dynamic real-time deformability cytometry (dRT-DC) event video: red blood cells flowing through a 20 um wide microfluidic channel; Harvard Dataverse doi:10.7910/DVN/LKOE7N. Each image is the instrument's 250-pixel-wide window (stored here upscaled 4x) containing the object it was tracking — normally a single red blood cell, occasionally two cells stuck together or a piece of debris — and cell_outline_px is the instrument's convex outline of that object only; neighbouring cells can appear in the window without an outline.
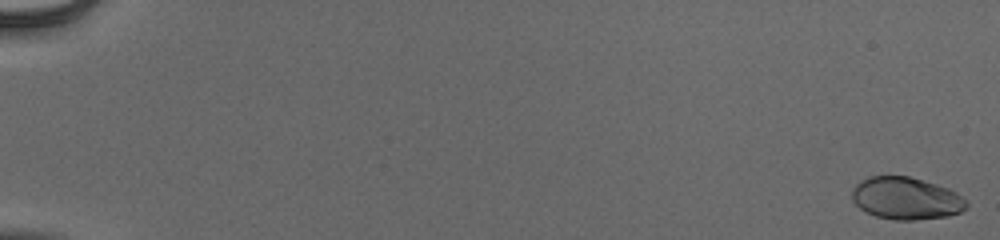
{"species": "human", "species_latin": "Homo sapiens", "temperature_condition": "cold", "stored_images_in_passage": 56, "camera_frame_rate_fps": 3000, "um_per_image_px": 0.085, "donor": {"sex": "male"}, "frame": {"image": 1, "passage_image": 1, "time_ms": 0.0, "image_size_px": [1000, 240], "cell_outline_px": [[968, 208], [960, 212], [948, 216], [916, 220], [892, 220], [876, 216], [860, 208], [852, 200], [852, 188], [860, 180], [868, 176], [908, 176], [936, 184], [948, 188], [956, 192], [968, 204]], "centroid_in_image_um": [77.0, 16.86], "position_along_channel_um": 8.0, "area_um2": 28.26}}
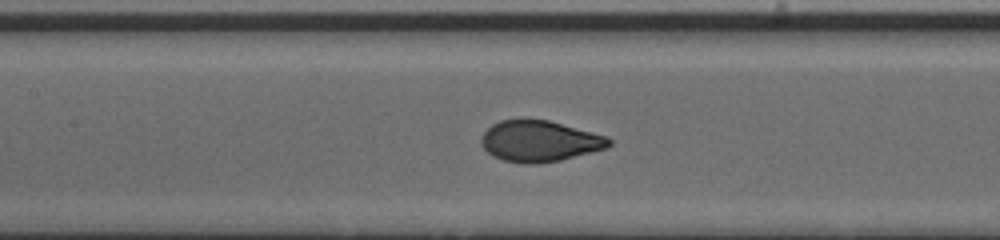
{"frame": {"image": 2, "passage_image": 29, "time_ms": 9.333, "image_size_px": [1000, 240], "cell_outline_px": [[612, 144], [608, 148], [560, 160], [540, 164], [524, 164], [504, 160], [492, 156], [480, 144], [480, 140], [484, 132], [492, 124], [500, 120], [520, 116], [548, 120], [608, 136], [612, 140]], "centroid_in_image_um": [45.85, 11.97], "position_along_channel_um": 161.6, "area_um2": 31.33}}
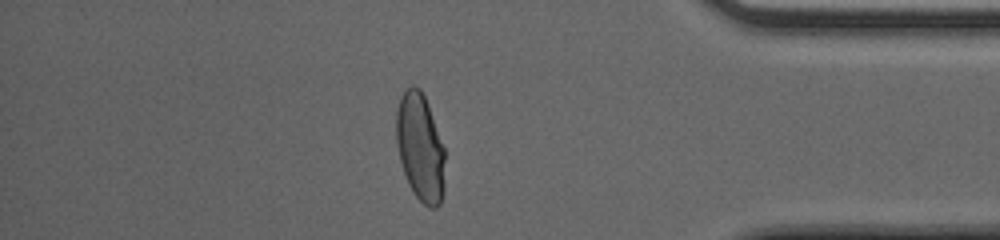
{"frame": {"image": 3, "passage_image": 49, "time_ms": 16.0, "image_size_px": [1000, 240], "cell_outline_px": [[444, 192], [440, 204], [436, 208], [428, 208], [412, 192], [408, 184], [400, 160], [396, 140], [396, 108], [400, 96], [412, 84], [420, 88], [428, 104], [444, 148]], "centroid_in_image_um": [35.71, 12.54], "position_along_channel_um": 399.5, "area_um2": 30.69}, "authors_computed_cell_mechanics": {"area_um2": 30.4606, "velocity_mm_per_s": 3.9209, "shape_relaxation_time_tau1_ms": 3.7426, "shape_relaxation_time_tau2_ms": null, "deformation_change_tau1": 0.1979, "deformation_change_tau2": null}}